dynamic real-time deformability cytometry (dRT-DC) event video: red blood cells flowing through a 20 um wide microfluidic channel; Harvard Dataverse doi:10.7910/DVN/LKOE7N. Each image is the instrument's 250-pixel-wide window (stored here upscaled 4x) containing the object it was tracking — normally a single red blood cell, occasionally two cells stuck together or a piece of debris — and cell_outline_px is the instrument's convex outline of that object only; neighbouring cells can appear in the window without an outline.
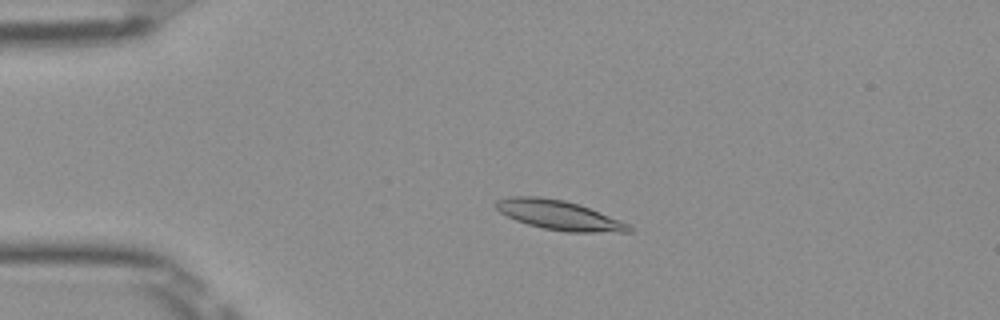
{"species": "Egyptian fruit bat (a non-hibernating species)", "species_latin": "Rousettus aegyptiacus", "temperature_condition": "room temperature", "stored_images_in_passage": 52, "camera_frame_rate_fps": 3000, "um_per_image_px": 0.085, "frame": {"image": 1, "passage_image": 12, "time_ms": 3.667, "image_size_px": [1000, 320], "cell_outline_px": [[632, 232], [568, 232], [544, 228], [528, 224], [516, 220], [500, 212], [496, 208], [496, 200], [512, 196], [540, 196], [564, 200], [580, 204], [620, 220], [628, 224], [632, 228]], "centroid_in_image_um": [47.53, 18.28], "position_along_channel_um": 37.5, "area_um2": 22.72}}
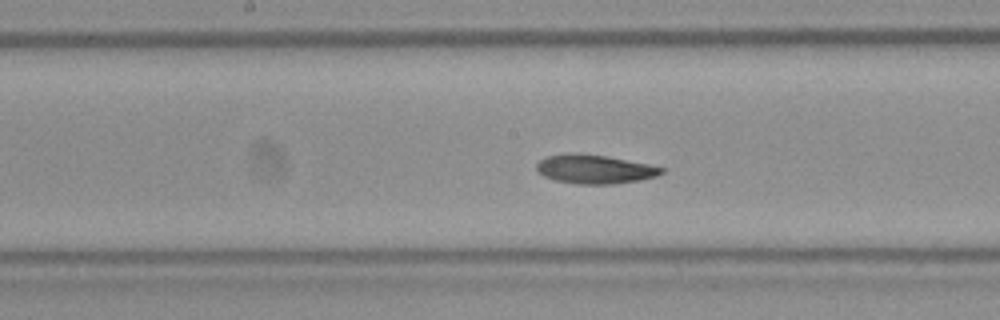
{"frame": {"image": 2, "passage_image": 27, "time_ms": 8.667, "image_size_px": [1000, 320], "cell_outline_px": [[664, 172], [656, 176], [640, 180], [612, 184], [576, 184], [556, 180], [544, 176], [536, 172], [536, 164], [544, 156], [564, 152], [576, 152], [608, 156], [648, 164], [664, 168]], "centroid_in_image_um": [50.49, 14.36], "position_along_channel_um": 197.7, "area_um2": 21.39}}
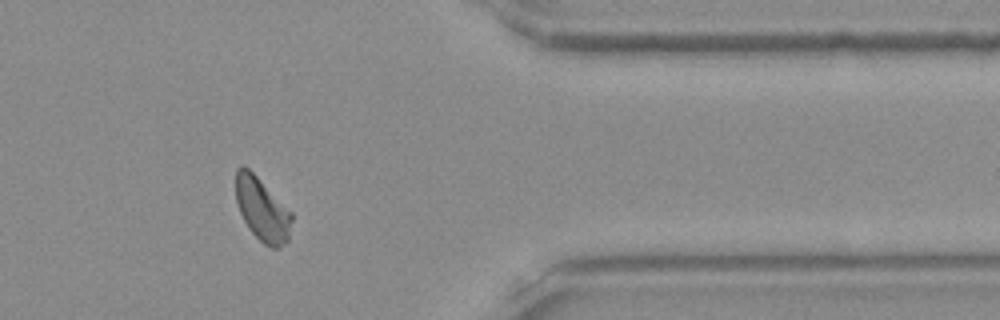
{"frame": {"image": 3, "passage_image": 43, "time_ms": 14.0, "image_size_px": [1000, 320], "cell_outline_px": [[292, 220], [288, 240], [280, 248], [272, 248], [264, 244], [248, 228], [240, 212], [236, 200], [236, 168], [240, 164], [248, 168], [292, 212]], "centroid_in_image_um": [22.28, 17.81], "position_along_channel_um": 389.1, "area_um2": 20.46}, "authors_computed_cell_mechanics": {"area_um2": 21.4438, "velocity_mm_per_s": 3.9473, "shape_relaxation_time_tau1_ms": 8.4473, "shape_relaxation_time_tau2_ms": 6.5457, "deformation_change_tau1": 0.1631, "deformation_change_tau2": 0.1126}}